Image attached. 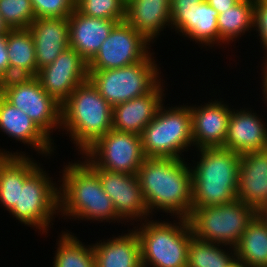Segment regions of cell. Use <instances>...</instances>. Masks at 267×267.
Instances as JSON below:
<instances>
[{
    "instance_id": "1",
    "label": "cell",
    "mask_w": 267,
    "mask_h": 267,
    "mask_svg": "<svg viewBox=\"0 0 267 267\" xmlns=\"http://www.w3.org/2000/svg\"><path fill=\"white\" fill-rule=\"evenodd\" d=\"M185 160L145 157L137 176L151 217L157 211L174 218L190 217L192 171Z\"/></svg>"
},
{
    "instance_id": "2",
    "label": "cell",
    "mask_w": 267,
    "mask_h": 267,
    "mask_svg": "<svg viewBox=\"0 0 267 267\" xmlns=\"http://www.w3.org/2000/svg\"><path fill=\"white\" fill-rule=\"evenodd\" d=\"M68 164V165H67ZM59 185V215L64 219L124 223L117 216L111 198L102 188L98 175L83 161L67 163ZM66 217V218H65ZM78 218V219H77Z\"/></svg>"
},
{
    "instance_id": "3",
    "label": "cell",
    "mask_w": 267,
    "mask_h": 267,
    "mask_svg": "<svg viewBox=\"0 0 267 267\" xmlns=\"http://www.w3.org/2000/svg\"><path fill=\"white\" fill-rule=\"evenodd\" d=\"M192 171V208L231 203L237 199L241 155L221 147L196 150Z\"/></svg>"
},
{
    "instance_id": "4",
    "label": "cell",
    "mask_w": 267,
    "mask_h": 267,
    "mask_svg": "<svg viewBox=\"0 0 267 267\" xmlns=\"http://www.w3.org/2000/svg\"><path fill=\"white\" fill-rule=\"evenodd\" d=\"M112 113L113 107L88 79L79 84L61 105V130L69 133L76 150L82 155L112 130Z\"/></svg>"
},
{
    "instance_id": "5",
    "label": "cell",
    "mask_w": 267,
    "mask_h": 267,
    "mask_svg": "<svg viewBox=\"0 0 267 267\" xmlns=\"http://www.w3.org/2000/svg\"><path fill=\"white\" fill-rule=\"evenodd\" d=\"M149 219L133 228L140 240L142 267H187L194 237L189 220L176 218L171 223Z\"/></svg>"
},
{
    "instance_id": "6",
    "label": "cell",
    "mask_w": 267,
    "mask_h": 267,
    "mask_svg": "<svg viewBox=\"0 0 267 267\" xmlns=\"http://www.w3.org/2000/svg\"><path fill=\"white\" fill-rule=\"evenodd\" d=\"M163 105L164 103L140 135L144 156L185 159L182 152H187L194 146L191 105Z\"/></svg>"
},
{
    "instance_id": "7",
    "label": "cell",
    "mask_w": 267,
    "mask_h": 267,
    "mask_svg": "<svg viewBox=\"0 0 267 267\" xmlns=\"http://www.w3.org/2000/svg\"><path fill=\"white\" fill-rule=\"evenodd\" d=\"M255 216L254 208L236 199L231 203L192 208L188 220L198 240L235 248Z\"/></svg>"
},
{
    "instance_id": "8",
    "label": "cell",
    "mask_w": 267,
    "mask_h": 267,
    "mask_svg": "<svg viewBox=\"0 0 267 267\" xmlns=\"http://www.w3.org/2000/svg\"><path fill=\"white\" fill-rule=\"evenodd\" d=\"M153 56L154 52L143 61L122 68L88 70V79L99 94L114 107L149 93L162 80L160 67Z\"/></svg>"
},
{
    "instance_id": "9",
    "label": "cell",
    "mask_w": 267,
    "mask_h": 267,
    "mask_svg": "<svg viewBox=\"0 0 267 267\" xmlns=\"http://www.w3.org/2000/svg\"><path fill=\"white\" fill-rule=\"evenodd\" d=\"M15 220L45 235L59 213V185L41 168V164L24 180L18 203L9 211ZM54 218V219H53ZM52 223V224H50ZM50 225V226H49ZM42 230V231H41Z\"/></svg>"
},
{
    "instance_id": "10",
    "label": "cell",
    "mask_w": 267,
    "mask_h": 267,
    "mask_svg": "<svg viewBox=\"0 0 267 267\" xmlns=\"http://www.w3.org/2000/svg\"><path fill=\"white\" fill-rule=\"evenodd\" d=\"M0 95L27 114L50 139L53 130H61V104L42 88L36 76L4 80Z\"/></svg>"
},
{
    "instance_id": "11",
    "label": "cell",
    "mask_w": 267,
    "mask_h": 267,
    "mask_svg": "<svg viewBox=\"0 0 267 267\" xmlns=\"http://www.w3.org/2000/svg\"><path fill=\"white\" fill-rule=\"evenodd\" d=\"M150 44L153 43L126 21L119 22L88 62V70L117 69L143 61L151 53Z\"/></svg>"
},
{
    "instance_id": "12",
    "label": "cell",
    "mask_w": 267,
    "mask_h": 267,
    "mask_svg": "<svg viewBox=\"0 0 267 267\" xmlns=\"http://www.w3.org/2000/svg\"><path fill=\"white\" fill-rule=\"evenodd\" d=\"M98 168L137 174L145 156L139 134L114 131L103 135L84 153Z\"/></svg>"
},
{
    "instance_id": "13",
    "label": "cell",
    "mask_w": 267,
    "mask_h": 267,
    "mask_svg": "<svg viewBox=\"0 0 267 267\" xmlns=\"http://www.w3.org/2000/svg\"><path fill=\"white\" fill-rule=\"evenodd\" d=\"M84 155V156H83ZM81 159L98 175L102 188L111 198L123 222L144 221L150 216L137 174H124L98 168L85 154Z\"/></svg>"
},
{
    "instance_id": "14",
    "label": "cell",
    "mask_w": 267,
    "mask_h": 267,
    "mask_svg": "<svg viewBox=\"0 0 267 267\" xmlns=\"http://www.w3.org/2000/svg\"><path fill=\"white\" fill-rule=\"evenodd\" d=\"M88 63L71 47L62 51L55 61L40 69L37 78L42 88L61 105L72 91L88 80Z\"/></svg>"
},
{
    "instance_id": "15",
    "label": "cell",
    "mask_w": 267,
    "mask_h": 267,
    "mask_svg": "<svg viewBox=\"0 0 267 267\" xmlns=\"http://www.w3.org/2000/svg\"><path fill=\"white\" fill-rule=\"evenodd\" d=\"M218 100L191 106L192 138L196 149L222 147L224 144L232 108Z\"/></svg>"
},
{
    "instance_id": "16",
    "label": "cell",
    "mask_w": 267,
    "mask_h": 267,
    "mask_svg": "<svg viewBox=\"0 0 267 267\" xmlns=\"http://www.w3.org/2000/svg\"><path fill=\"white\" fill-rule=\"evenodd\" d=\"M249 109H232L227 135L221 148L239 155L267 149V124L256 111L254 113Z\"/></svg>"
},
{
    "instance_id": "17",
    "label": "cell",
    "mask_w": 267,
    "mask_h": 267,
    "mask_svg": "<svg viewBox=\"0 0 267 267\" xmlns=\"http://www.w3.org/2000/svg\"><path fill=\"white\" fill-rule=\"evenodd\" d=\"M171 29L201 46H219L218 13L205 0L198 7L171 9ZM182 34V35H181Z\"/></svg>"
},
{
    "instance_id": "18",
    "label": "cell",
    "mask_w": 267,
    "mask_h": 267,
    "mask_svg": "<svg viewBox=\"0 0 267 267\" xmlns=\"http://www.w3.org/2000/svg\"><path fill=\"white\" fill-rule=\"evenodd\" d=\"M163 79L147 94L113 107L112 129L141 135L144 128L153 120L166 96Z\"/></svg>"
},
{
    "instance_id": "19",
    "label": "cell",
    "mask_w": 267,
    "mask_h": 267,
    "mask_svg": "<svg viewBox=\"0 0 267 267\" xmlns=\"http://www.w3.org/2000/svg\"><path fill=\"white\" fill-rule=\"evenodd\" d=\"M0 132L31 147L42 156L54 155V140L50 139L21 109L0 95ZM53 141V142H52ZM53 145V146H52ZM44 154V155H43Z\"/></svg>"
},
{
    "instance_id": "20",
    "label": "cell",
    "mask_w": 267,
    "mask_h": 267,
    "mask_svg": "<svg viewBox=\"0 0 267 267\" xmlns=\"http://www.w3.org/2000/svg\"><path fill=\"white\" fill-rule=\"evenodd\" d=\"M69 47L76 50L88 63L109 36L115 20L94 18L81 14L76 8L68 17Z\"/></svg>"
},
{
    "instance_id": "21",
    "label": "cell",
    "mask_w": 267,
    "mask_h": 267,
    "mask_svg": "<svg viewBox=\"0 0 267 267\" xmlns=\"http://www.w3.org/2000/svg\"><path fill=\"white\" fill-rule=\"evenodd\" d=\"M237 199L255 210L267 203V149L241 155Z\"/></svg>"
},
{
    "instance_id": "22",
    "label": "cell",
    "mask_w": 267,
    "mask_h": 267,
    "mask_svg": "<svg viewBox=\"0 0 267 267\" xmlns=\"http://www.w3.org/2000/svg\"><path fill=\"white\" fill-rule=\"evenodd\" d=\"M28 29L34 39L38 71L69 47L68 18H36Z\"/></svg>"
},
{
    "instance_id": "23",
    "label": "cell",
    "mask_w": 267,
    "mask_h": 267,
    "mask_svg": "<svg viewBox=\"0 0 267 267\" xmlns=\"http://www.w3.org/2000/svg\"><path fill=\"white\" fill-rule=\"evenodd\" d=\"M24 153L0 149V204L7 211L18 203L19 189L24 180L40 165Z\"/></svg>"
},
{
    "instance_id": "24",
    "label": "cell",
    "mask_w": 267,
    "mask_h": 267,
    "mask_svg": "<svg viewBox=\"0 0 267 267\" xmlns=\"http://www.w3.org/2000/svg\"><path fill=\"white\" fill-rule=\"evenodd\" d=\"M170 10L171 0H130L125 21L154 43L161 31L171 28Z\"/></svg>"
},
{
    "instance_id": "25",
    "label": "cell",
    "mask_w": 267,
    "mask_h": 267,
    "mask_svg": "<svg viewBox=\"0 0 267 267\" xmlns=\"http://www.w3.org/2000/svg\"><path fill=\"white\" fill-rule=\"evenodd\" d=\"M111 238L92 243L95 267H142L140 240L134 229Z\"/></svg>"
},
{
    "instance_id": "26",
    "label": "cell",
    "mask_w": 267,
    "mask_h": 267,
    "mask_svg": "<svg viewBox=\"0 0 267 267\" xmlns=\"http://www.w3.org/2000/svg\"><path fill=\"white\" fill-rule=\"evenodd\" d=\"M10 78L38 74L35 44L29 29H12L7 34Z\"/></svg>"
},
{
    "instance_id": "27",
    "label": "cell",
    "mask_w": 267,
    "mask_h": 267,
    "mask_svg": "<svg viewBox=\"0 0 267 267\" xmlns=\"http://www.w3.org/2000/svg\"><path fill=\"white\" fill-rule=\"evenodd\" d=\"M235 252L250 267H267V227L257 215L248 224Z\"/></svg>"
},
{
    "instance_id": "28",
    "label": "cell",
    "mask_w": 267,
    "mask_h": 267,
    "mask_svg": "<svg viewBox=\"0 0 267 267\" xmlns=\"http://www.w3.org/2000/svg\"><path fill=\"white\" fill-rule=\"evenodd\" d=\"M253 19L254 0H240L232 8L218 14L219 45L229 44L247 31H252Z\"/></svg>"
},
{
    "instance_id": "29",
    "label": "cell",
    "mask_w": 267,
    "mask_h": 267,
    "mask_svg": "<svg viewBox=\"0 0 267 267\" xmlns=\"http://www.w3.org/2000/svg\"><path fill=\"white\" fill-rule=\"evenodd\" d=\"M68 230L59 235L52 267H95L92 245H85Z\"/></svg>"
},
{
    "instance_id": "30",
    "label": "cell",
    "mask_w": 267,
    "mask_h": 267,
    "mask_svg": "<svg viewBox=\"0 0 267 267\" xmlns=\"http://www.w3.org/2000/svg\"><path fill=\"white\" fill-rule=\"evenodd\" d=\"M235 257L233 247L204 242L193 237L188 249L187 267H227Z\"/></svg>"
},
{
    "instance_id": "31",
    "label": "cell",
    "mask_w": 267,
    "mask_h": 267,
    "mask_svg": "<svg viewBox=\"0 0 267 267\" xmlns=\"http://www.w3.org/2000/svg\"><path fill=\"white\" fill-rule=\"evenodd\" d=\"M75 8L86 16L115 20L118 23L126 18V3L123 0H78Z\"/></svg>"
},
{
    "instance_id": "32",
    "label": "cell",
    "mask_w": 267,
    "mask_h": 267,
    "mask_svg": "<svg viewBox=\"0 0 267 267\" xmlns=\"http://www.w3.org/2000/svg\"><path fill=\"white\" fill-rule=\"evenodd\" d=\"M0 14L11 29H28L36 19L31 0H0Z\"/></svg>"
},
{
    "instance_id": "33",
    "label": "cell",
    "mask_w": 267,
    "mask_h": 267,
    "mask_svg": "<svg viewBox=\"0 0 267 267\" xmlns=\"http://www.w3.org/2000/svg\"><path fill=\"white\" fill-rule=\"evenodd\" d=\"M36 18H68L75 9L74 0H31Z\"/></svg>"
},
{
    "instance_id": "34",
    "label": "cell",
    "mask_w": 267,
    "mask_h": 267,
    "mask_svg": "<svg viewBox=\"0 0 267 267\" xmlns=\"http://www.w3.org/2000/svg\"><path fill=\"white\" fill-rule=\"evenodd\" d=\"M253 30L258 33L259 42L263 45L267 59V0H254Z\"/></svg>"
},
{
    "instance_id": "35",
    "label": "cell",
    "mask_w": 267,
    "mask_h": 267,
    "mask_svg": "<svg viewBox=\"0 0 267 267\" xmlns=\"http://www.w3.org/2000/svg\"><path fill=\"white\" fill-rule=\"evenodd\" d=\"M0 79L2 81L10 79L7 35H0Z\"/></svg>"
},
{
    "instance_id": "36",
    "label": "cell",
    "mask_w": 267,
    "mask_h": 267,
    "mask_svg": "<svg viewBox=\"0 0 267 267\" xmlns=\"http://www.w3.org/2000/svg\"><path fill=\"white\" fill-rule=\"evenodd\" d=\"M218 14L224 13L225 10L232 8L240 0H205Z\"/></svg>"
},
{
    "instance_id": "37",
    "label": "cell",
    "mask_w": 267,
    "mask_h": 267,
    "mask_svg": "<svg viewBox=\"0 0 267 267\" xmlns=\"http://www.w3.org/2000/svg\"><path fill=\"white\" fill-rule=\"evenodd\" d=\"M204 0H171V9L198 7Z\"/></svg>"
},
{
    "instance_id": "38",
    "label": "cell",
    "mask_w": 267,
    "mask_h": 267,
    "mask_svg": "<svg viewBox=\"0 0 267 267\" xmlns=\"http://www.w3.org/2000/svg\"><path fill=\"white\" fill-rule=\"evenodd\" d=\"M264 64V65H263ZM262 66L263 68L261 69L262 71V74H261V77L263 78L261 81H262V94H263V101L265 104H267V59L264 60ZM263 75V76H262Z\"/></svg>"
},
{
    "instance_id": "39",
    "label": "cell",
    "mask_w": 267,
    "mask_h": 267,
    "mask_svg": "<svg viewBox=\"0 0 267 267\" xmlns=\"http://www.w3.org/2000/svg\"><path fill=\"white\" fill-rule=\"evenodd\" d=\"M256 215L267 227V203H264L259 209L256 210Z\"/></svg>"
},
{
    "instance_id": "40",
    "label": "cell",
    "mask_w": 267,
    "mask_h": 267,
    "mask_svg": "<svg viewBox=\"0 0 267 267\" xmlns=\"http://www.w3.org/2000/svg\"><path fill=\"white\" fill-rule=\"evenodd\" d=\"M12 29L5 22L3 16L0 14V35H7Z\"/></svg>"
},
{
    "instance_id": "41",
    "label": "cell",
    "mask_w": 267,
    "mask_h": 267,
    "mask_svg": "<svg viewBox=\"0 0 267 267\" xmlns=\"http://www.w3.org/2000/svg\"><path fill=\"white\" fill-rule=\"evenodd\" d=\"M227 267H250L247 263L235 257Z\"/></svg>"
},
{
    "instance_id": "42",
    "label": "cell",
    "mask_w": 267,
    "mask_h": 267,
    "mask_svg": "<svg viewBox=\"0 0 267 267\" xmlns=\"http://www.w3.org/2000/svg\"><path fill=\"white\" fill-rule=\"evenodd\" d=\"M2 80L0 79V91H1V87H2Z\"/></svg>"
},
{
    "instance_id": "43",
    "label": "cell",
    "mask_w": 267,
    "mask_h": 267,
    "mask_svg": "<svg viewBox=\"0 0 267 267\" xmlns=\"http://www.w3.org/2000/svg\"><path fill=\"white\" fill-rule=\"evenodd\" d=\"M126 4L130 1V0H123Z\"/></svg>"
}]
</instances>
